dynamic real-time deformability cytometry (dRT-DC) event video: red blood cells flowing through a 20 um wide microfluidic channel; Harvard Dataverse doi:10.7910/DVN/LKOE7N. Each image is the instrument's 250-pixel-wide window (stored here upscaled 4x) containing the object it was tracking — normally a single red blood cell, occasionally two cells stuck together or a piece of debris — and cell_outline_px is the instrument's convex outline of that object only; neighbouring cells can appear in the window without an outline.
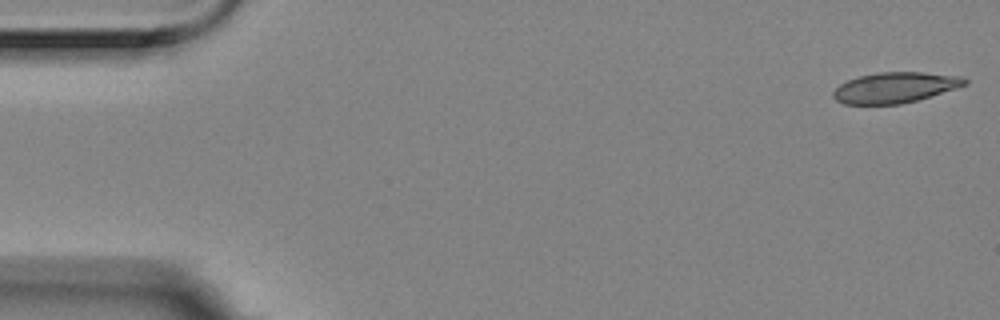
{"species": "Egyptian fruit bat (a non-hibernating species)", "species_latin": "Rousettus aegyptiacus", "temperature_condition": "room temperature", "stored_images_in_passage": 55, "camera_frame_rate_fps": 3000, "um_per_image_px": 0.085, "animal": {"sex": "female"}, "frame": {"image": 1, "passage_image": 1, "time_ms": 0.0, "image_size_px": [1000, 320], "cell_outline_px": [[968, 84], [956, 88], [916, 100], [900, 104], [844, 104], [836, 100], [832, 96], [832, 92], [840, 84], [848, 80], [860, 76], [880, 72], [920, 72], [964, 76], [968, 80]], "centroid_in_image_um": [76.09, 7.44], "position_along_channel_um": 8.9, "area_um2": 23.35}}
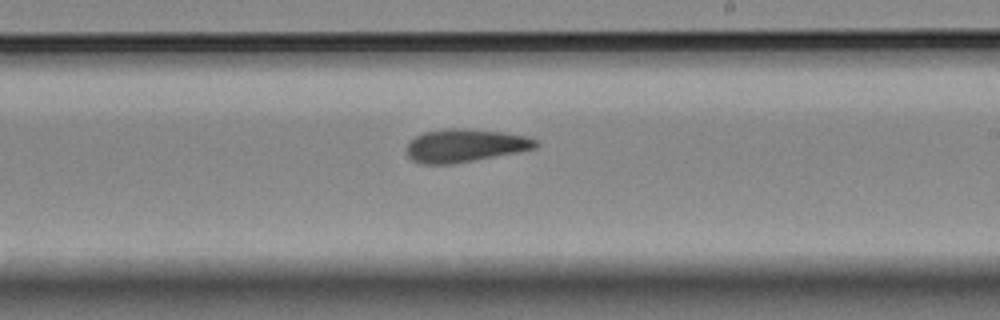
{"frame": {"image": 2, "passage_image": 32, "time_ms": 10.333, "image_size_px": [1000, 320], "cell_outline_px": [[540, 144], [536, 148], [520, 152], [452, 164], [420, 164], [412, 160], [404, 152], [404, 148], [408, 140], [424, 132], [444, 128], [468, 128], [500, 132], [528, 136], [540, 140]], "centroid_in_image_um": [39.51, 12.37], "position_along_channel_um": 249.5, "area_um2": 25.49}}
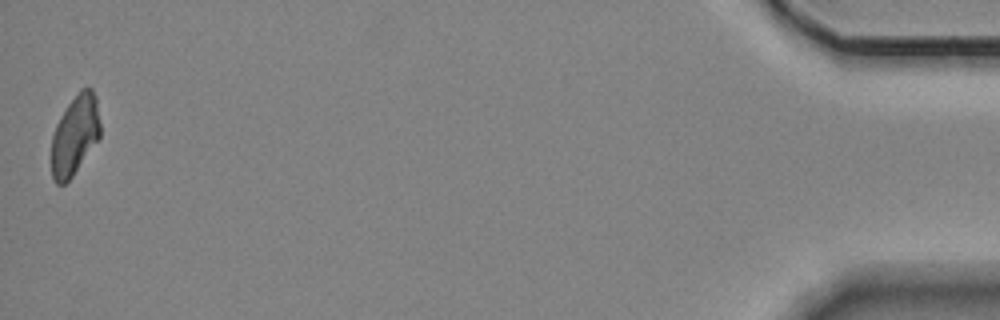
{"frame": {"image": 3, "passage_image": 55, "time_ms": 18.0, "image_size_px": [1000, 320], "cell_outline_px": [[100, 136], [72, 176], [64, 184], [56, 184], [52, 180], [52, 136], [56, 124], [60, 116], [68, 104], [80, 88], [92, 88], [96, 96], [100, 124]], "centroid_in_image_um": [6.36, 11.46], "position_along_channel_um": 428.8, "area_um2": 22.48}, "authors_computed_cell_mechanics": {"area_um2": 24.4494, "velocity_mm_per_s": 3.547, "shape_relaxation_time_tau1_ms": null, "shape_relaxation_time_tau2_ms": 5.8132, "deformation_change_tau1": null, "deformation_change_tau2": 0.1397}}